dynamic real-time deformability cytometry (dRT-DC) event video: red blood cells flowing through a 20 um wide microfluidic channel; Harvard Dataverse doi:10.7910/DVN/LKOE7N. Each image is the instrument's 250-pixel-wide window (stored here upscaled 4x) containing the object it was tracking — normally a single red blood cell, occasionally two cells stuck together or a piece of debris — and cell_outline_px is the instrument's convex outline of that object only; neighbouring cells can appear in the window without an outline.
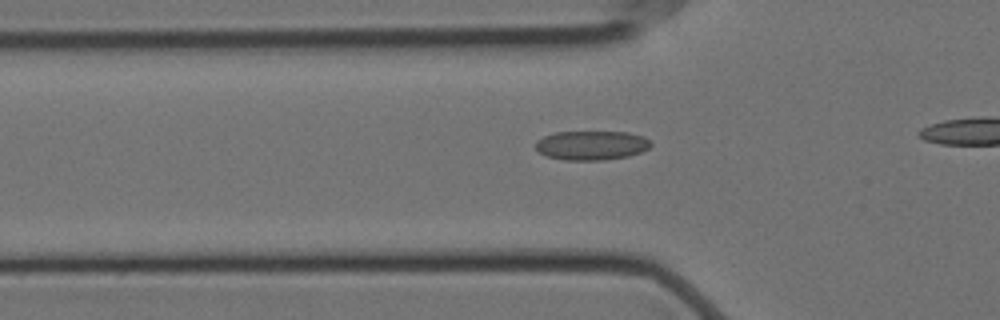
{"species": "Egyptian fruit bat (a non-hibernating species)", "species_latin": "Rousettus aegyptiacus", "temperature_condition": "cold", "stored_images_in_passage": 15, "camera_frame_rate_fps": 3000, "um_per_image_px": 0.085, "animal": {"sex": "female"}, "frame": {"image": 1, "passage_image": 9, "time_ms": 2.667, "image_size_px": [1000, 320], "cell_outline_px": [[652, 144], [648, 148], [640, 152], [628, 156], [604, 160], [564, 160], [544, 156], [536, 148], [536, 140], [544, 136], [556, 132], [628, 132], [644, 136]], "centroid_in_image_um": [50.26, 12.35], "position_along_channel_um": 75.5, "area_um2": 19.65}}
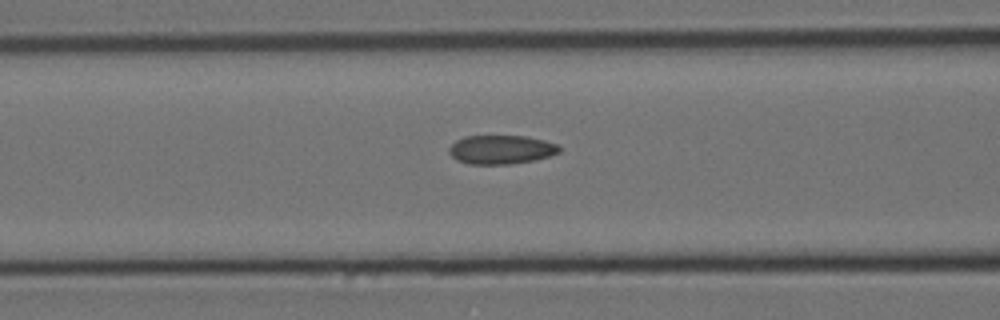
{"frame": {"image": 2, "passage_image": 13, "time_ms": 4.0, "image_size_px": [1000, 320], "cell_outline_px": [[560, 152], [548, 156], [532, 160], [512, 164], [468, 164], [456, 160], [448, 152], [448, 148], [456, 140], [464, 136], [524, 136], [544, 140], [556, 144], [560, 148]], "centroid_in_image_um": [42.55, 12.71], "position_along_channel_um": 124.1, "area_um2": 18.5}}